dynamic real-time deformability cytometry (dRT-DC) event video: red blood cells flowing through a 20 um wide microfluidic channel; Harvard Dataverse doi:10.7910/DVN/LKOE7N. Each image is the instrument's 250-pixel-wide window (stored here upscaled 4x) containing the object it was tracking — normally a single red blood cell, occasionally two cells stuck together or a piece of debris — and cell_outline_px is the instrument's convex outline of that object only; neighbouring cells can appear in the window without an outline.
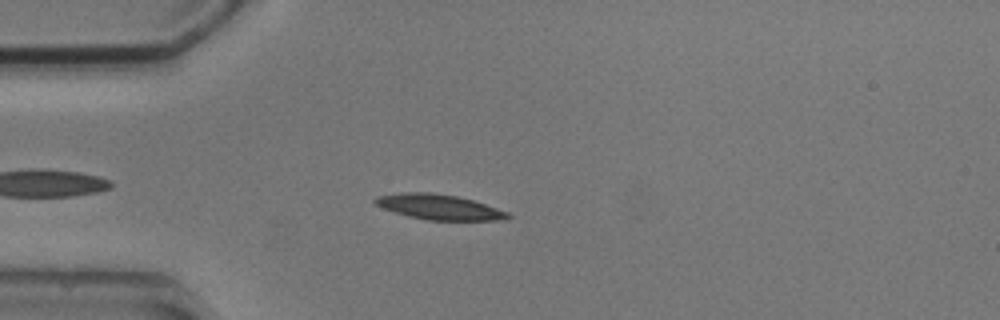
{"species": "common noctule bat (a hibernating species)", "species_latin": "Nyctalus noctula", "temperature_condition": "cold", "stored_images_in_passage": 6, "camera_frame_rate_fps": 3000, "um_per_image_px": 0.085, "animal": {"sex": "male", "body_mass_g": 20.5, "forearm_length_mm": 52.5}, "frame": {"image": 1, "passage_image": 4, "time_ms": 3.667, "image_size_px": [1000, 320], "cell_outline_px": [[512, 216], [496, 220], [428, 220], [408, 216], [384, 208], [376, 204], [372, 200], [376, 196], [400, 192], [432, 192], [456, 196], [472, 200], [508, 212]], "centroid_in_image_um": [37.27, 17.58], "position_along_channel_um": 47.7, "area_um2": 19.25}}